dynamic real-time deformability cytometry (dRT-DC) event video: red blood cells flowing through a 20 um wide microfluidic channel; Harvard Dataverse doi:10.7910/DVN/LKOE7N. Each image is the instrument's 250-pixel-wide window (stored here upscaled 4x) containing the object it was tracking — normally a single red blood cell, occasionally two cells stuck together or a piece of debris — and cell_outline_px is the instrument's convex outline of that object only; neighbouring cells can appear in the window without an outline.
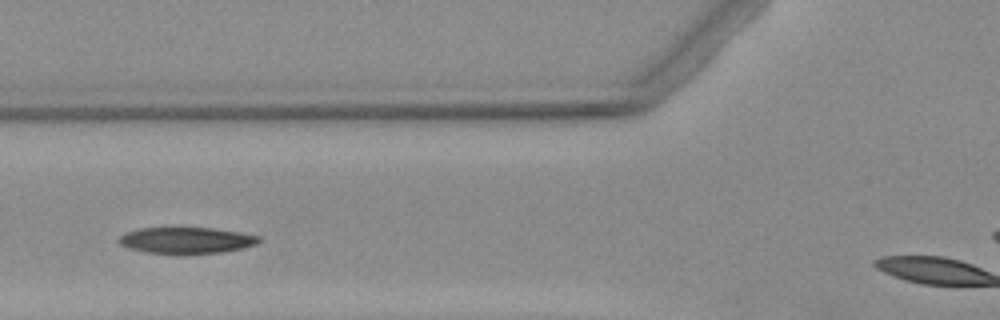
{"species": "Egyptian fruit bat (a non-hibernating species)", "species_latin": "Rousettus aegyptiacus", "temperature_condition": "warm", "stored_images_in_passage": 5, "camera_frame_rate_fps": 3000, "um_per_image_px": 0.085, "animal": {"sex": "female"}, "frame": {"image": 1, "passage_image": 3, "time_ms": 2.333, "image_size_px": [1000, 320], "cell_outline_px": [[260, 240], [256, 244], [244, 248], [220, 252], [144, 252], [128, 248], [120, 244], [116, 240], [120, 236], [128, 232], [140, 228], [212, 228], [240, 232], [260, 236]], "centroid_in_image_um": [15.84, 20.4], "position_along_channel_um": 110.0, "area_um2": 20.87}}
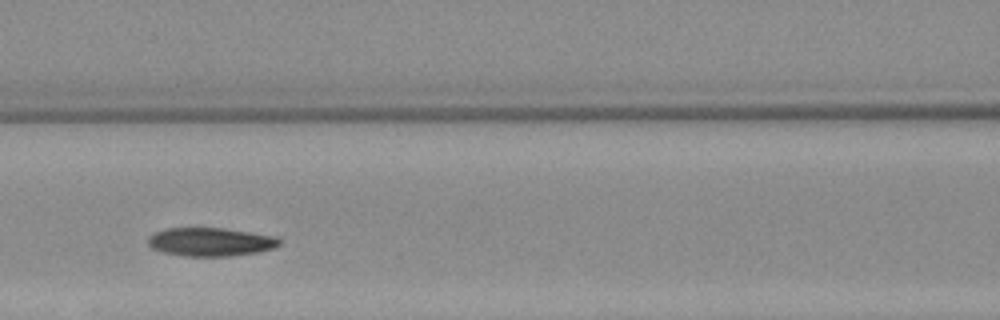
{"frame": {"image": 2, "passage_image": 4, "time_ms": 3.333, "image_size_px": [1000, 320], "cell_outline_px": [[280, 244], [272, 248], [256, 252], [228, 256], [184, 256], [164, 252], [152, 248], [148, 244], [148, 236], [156, 232], [168, 228], [224, 228], [276, 236], [280, 240]], "centroid_in_image_um": [17.88, 20.55], "position_along_channel_um": 148.7, "area_um2": 21.62}}
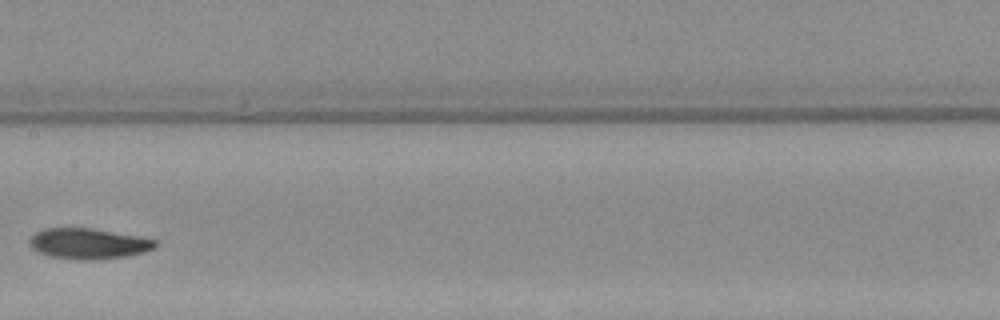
{"frame": {"image": 3, "passage_image": 5, "time_ms": 4.667, "image_size_px": [1000, 320], "cell_outline_px": [[160, 244], [156, 248], [144, 252], [128, 256], [96, 260], [76, 260], [52, 256], [40, 252], [32, 248], [28, 244], [32, 236], [36, 232], [44, 228], [92, 228], [136, 236], [156, 240]], "centroid_in_image_um": [7.55, 20.71], "position_along_channel_um": 199.8, "area_um2": 22.48}}